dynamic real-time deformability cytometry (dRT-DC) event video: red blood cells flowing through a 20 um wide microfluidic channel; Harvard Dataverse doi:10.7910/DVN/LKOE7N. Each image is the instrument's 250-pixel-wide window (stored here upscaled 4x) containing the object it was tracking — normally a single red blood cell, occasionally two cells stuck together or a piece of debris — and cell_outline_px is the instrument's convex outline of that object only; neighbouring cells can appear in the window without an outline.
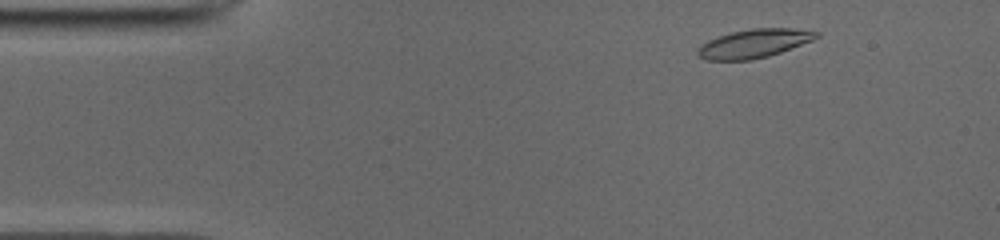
{"species": "common noctule bat (a hibernating species)", "species_latin": "Nyctalus noctula", "temperature_condition": "cold", "stored_images_in_passage": 30, "camera_frame_rate_fps": 3000, "um_per_image_px": 0.085, "animal": {"sex": "male", "body_mass_g": 19.0, "forearm_length_mm": 50.8}, "frame": {"image": 1, "passage_image": 3, "time_ms": 0.667, "image_size_px": [1000, 240], "cell_outline_px": [[820, 36], [812, 40], [780, 52], [768, 56], [748, 60], [708, 60], [696, 56], [696, 52], [708, 40], [732, 32], [752, 28], [792, 28], [820, 32]], "centroid_in_image_um": [64.1, 3.69], "position_along_channel_um": 20.9, "area_um2": 19.54}}
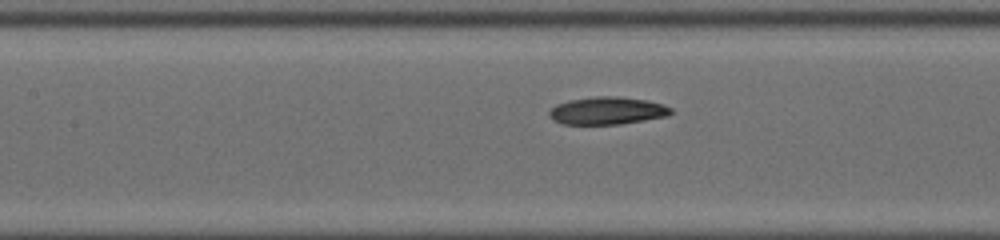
{"frame": {"image": 2, "passage_image": 19, "time_ms": 6.0, "image_size_px": [1000, 240], "cell_outline_px": [[672, 112], [668, 116], [620, 124], [564, 124], [552, 120], [548, 116], [548, 112], [556, 104], [568, 100], [596, 96], [620, 96], [648, 100], [664, 104], [672, 108]], "centroid_in_image_um": [51.62, 9.4], "position_along_channel_um": 155.8, "area_um2": 19.77}}
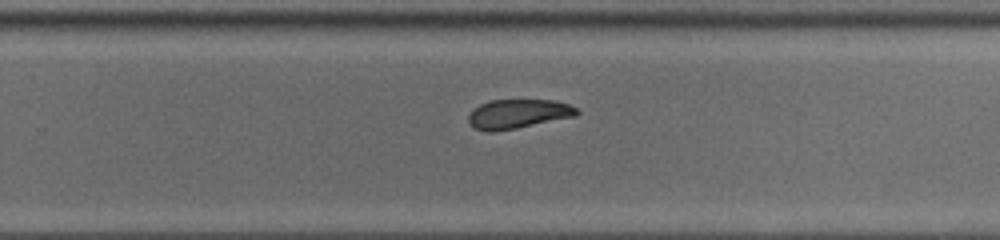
{"frame": {"image": 3, "passage_image": 29, "time_ms": 9.333, "image_size_px": [1000, 240], "cell_outline_px": [[580, 112], [576, 116], [516, 128], [492, 132], [488, 132], [476, 128], [468, 120], [468, 116], [480, 104], [488, 100], [556, 100], [568, 104], [576, 108]], "centroid_in_image_um": [44.06, 9.67], "position_along_channel_um": 285.7, "area_um2": 18.26}}